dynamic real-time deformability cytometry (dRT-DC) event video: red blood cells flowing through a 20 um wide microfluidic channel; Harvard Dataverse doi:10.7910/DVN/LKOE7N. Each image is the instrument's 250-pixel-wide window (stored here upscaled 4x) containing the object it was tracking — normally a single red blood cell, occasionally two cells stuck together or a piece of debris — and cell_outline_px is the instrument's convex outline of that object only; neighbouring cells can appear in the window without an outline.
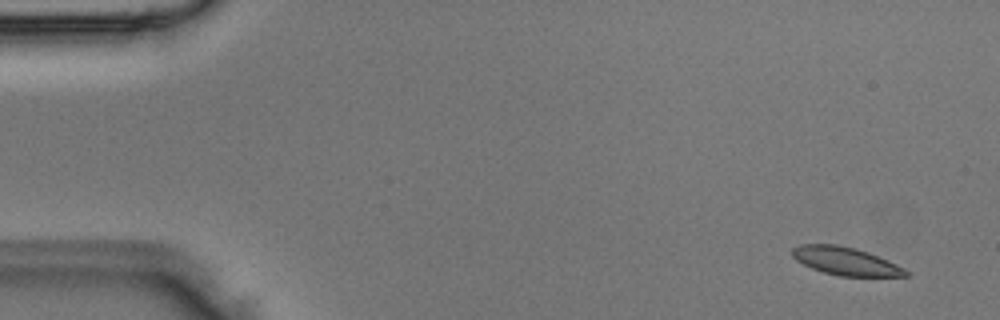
{"species": "Egyptian fruit bat (a non-hibernating species)", "species_latin": "Rousettus aegyptiacus", "temperature_condition": "room temperature", "stored_images_in_passage": 5, "camera_frame_rate_fps": 3000, "um_per_image_px": 0.085, "animal": {"sex": "male"}, "frame": {"image": 1, "passage_image": 1, "time_ms": 0.0, "image_size_px": [1000, 320], "cell_outline_px": [[908, 276], [840, 276], [824, 272], [812, 268], [796, 260], [792, 256], [792, 248], [800, 244], [836, 244], [868, 252], [888, 260], [904, 268], [908, 272]], "centroid_in_image_um": [71.86, 22.19], "position_along_channel_um": 13.1, "area_um2": 18.32}}